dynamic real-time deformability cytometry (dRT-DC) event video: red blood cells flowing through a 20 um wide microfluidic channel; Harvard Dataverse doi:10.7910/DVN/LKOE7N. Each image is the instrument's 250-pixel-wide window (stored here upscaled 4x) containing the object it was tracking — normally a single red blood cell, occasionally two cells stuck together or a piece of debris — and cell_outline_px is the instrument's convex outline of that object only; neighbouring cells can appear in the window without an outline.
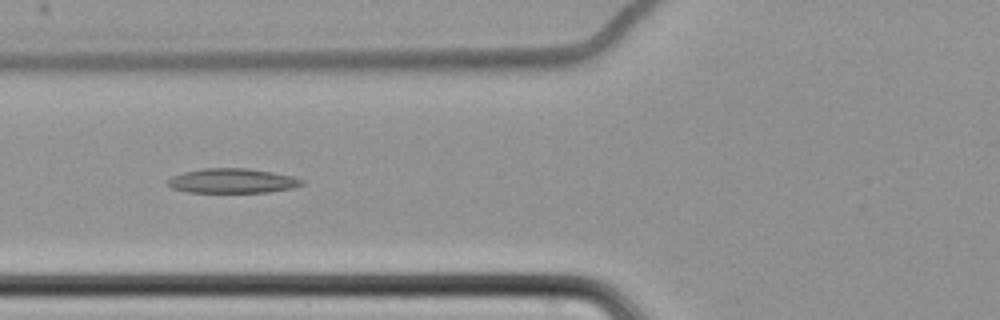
{"species": "common noctule bat (a hibernating species)", "species_latin": "Nyctalus noctula", "temperature_condition": "cold", "stored_images_in_passage": 44, "camera_frame_rate_fps": 3000, "um_per_image_px": 0.085, "animal": {"sex": "female", "body_mass_g": 22.7, "forearm_length_mm": 54.2}, "frame": {"image": 1, "passage_image": 8, "time_ms": 2.333, "image_size_px": [1000, 320], "cell_outline_px": [[304, 184], [292, 188], [268, 192], [188, 192], [172, 188], [168, 184], [168, 180], [172, 176], [184, 172], [200, 168], [248, 168], [272, 172], [292, 176], [304, 180]], "centroid_in_image_um": [19.76, 15.36], "position_along_channel_um": 106.0, "area_um2": 19.19}}
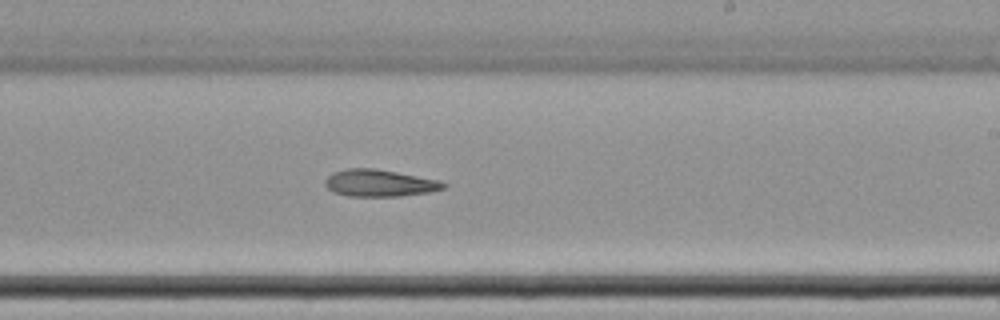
{"frame": {"image": 2, "passage_image": 21, "time_ms": 6.667, "image_size_px": [1000, 320], "cell_outline_px": [[448, 184], [444, 188], [428, 192], [400, 196], [348, 196], [332, 192], [324, 184], [324, 180], [332, 172], [348, 168], [376, 168], [440, 180]], "centroid_in_image_um": [32.23, 15.55], "position_along_channel_um": 256.8, "area_um2": 18.73}}
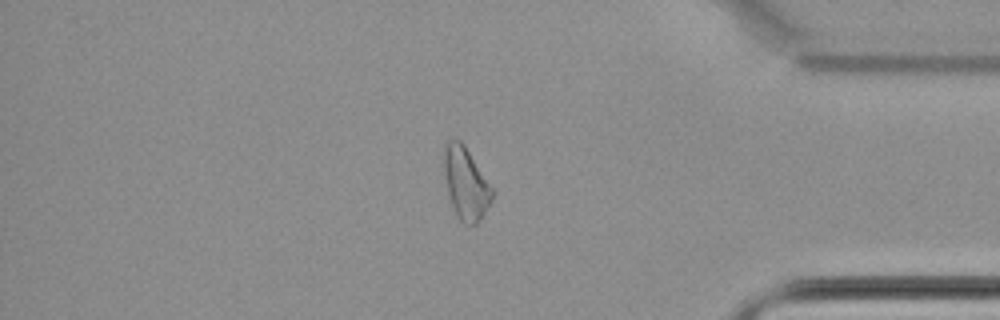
{"frame": {"image": 3, "passage_image": 35, "time_ms": 11.333, "image_size_px": [1000, 320], "cell_outline_px": [[496, 192], [492, 200], [480, 220], [476, 224], [464, 224], [456, 216], [448, 192], [444, 172], [444, 144], [448, 140], [460, 140], [464, 144]], "centroid_in_image_um": [39.62, 15.59], "position_along_channel_um": 395.6, "area_um2": 20.29}, "authors_computed_cell_mechanics": {"area_um2": 19.5364, "velocity_mm_per_s": 3.4764, "shape_relaxation_time_tau1_ms": 7.8342, "shape_relaxation_time_tau2_ms": null, "deformation_change_tau1": 0.1212, "deformation_change_tau2": null}}